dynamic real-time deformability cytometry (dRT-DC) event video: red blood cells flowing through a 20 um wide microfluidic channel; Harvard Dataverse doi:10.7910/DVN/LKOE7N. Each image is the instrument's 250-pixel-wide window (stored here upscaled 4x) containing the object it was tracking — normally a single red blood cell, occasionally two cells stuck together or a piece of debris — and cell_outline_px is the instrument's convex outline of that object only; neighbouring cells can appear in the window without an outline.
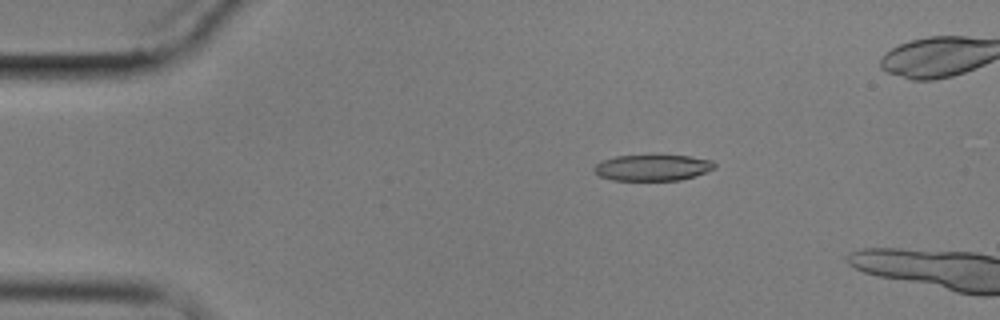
{"species": "common noctule bat (a hibernating species)", "species_latin": "Nyctalus noctula", "temperature_condition": "cold", "stored_images_in_passage": 5, "camera_frame_rate_fps": 3000, "um_per_image_px": 0.085, "animal": {"sex": "male", "body_mass_g": 17.9}, "frame": {"image": 1, "passage_image": 4, "time_ms": 3.333, "image_size_px": [1000, 320], "cell_outline_px": [[716, 168], [696, 176], [680, 180], [612, 180], [600, 176], [592, 168], [596, 164], [604, 160], [616, 156], [688, 156], [712, 160], [716, 164]], "centroid_in_image_um": [55.5, 14.26], "position_along_channel_um": 29.5, "area_um2": 18.15}}